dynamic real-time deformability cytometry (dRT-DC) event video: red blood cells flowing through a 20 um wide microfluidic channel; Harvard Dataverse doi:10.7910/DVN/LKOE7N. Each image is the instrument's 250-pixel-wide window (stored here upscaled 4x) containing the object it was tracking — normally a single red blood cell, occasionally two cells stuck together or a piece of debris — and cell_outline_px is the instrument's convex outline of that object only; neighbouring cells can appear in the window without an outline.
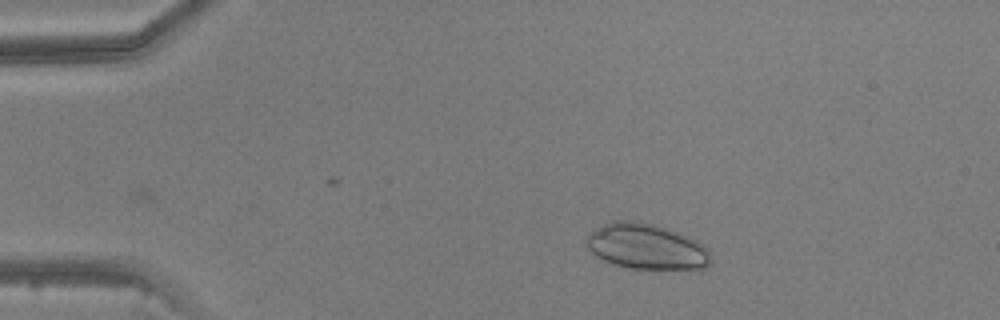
{"species": "common noctule bat (a hibernating species)", "species_latin": "Nyctalus noctula", "temperature_condition": "warm", "stored_images_in_passage": 2, "camera_frame_rate_fps": 3000, "um_per_image_px": 0.085, "animal": {"sex": "male", "body_mass_g": 20.5, "forearm_length_mm": 52.5}, "frame": {"image": 1, "passage_image": 1, "time_ms": 0.0, "image_size_px": [1000, 320], "cell_outline_px": [[712, 260], [704, 268], [632, 268], [616, 264], [604, 260], [596, 256], [584, 244], [584, 236], [588, 232], [612, 220], [632, 220], [656, 224], [688, 236], [704, 244], [708, 248]], "centroid_in_image_um": [54.9, 20.92], "position_along_channel_um": 30.1, "area_um2": 33.12}}